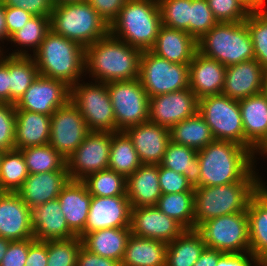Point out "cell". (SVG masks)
<instances>
[{
	"instance_id": "cell-39",
	"label": "cell",
	"mask_w": 267,
	"mask_h": 266,
	"mask_svg": "<svg viewBox=\"0 0 267 266\" xmlns=\"http://www.w3.org/2000/svg\"><path fill=\"white\" fill-rule=\"evenodd\" d=\"M38 75L33 56L9 55L10 104L19 100Z\"/></svg>"
},
{
	"instance_id": "cell-7",
	"label": "cell",
	"mask_w": 267,
	"mask_h": 266,
	"mask_svg": "<svg viewBox=\"0 0 267 266\" xmlns=\"http://www.w3.org/2000/svg\"><path fill=\"white\" fill-rule=\"evenodd\" d=\"M198 52L225 67L254 59L253 44L246 20L218 22L199 40Z\"/></svg>"
},
{
	"instance_id": "cell-61",
	"label": "cell",
	"mask_w": 267,
	"mask_h": 266,
	"mask_svg": "<svg viewBox=\"0 0 267 266\" xmlns=\"http://www.w3.org/2000/svg\"><path fill=\"white\" fill-rule=\"evenodd\" d=\"M254 163L257 162L256 158L257 156L255 155H260L262 157V155L267 157V138L259 145V147L254 151Z\"/></svg>"
},
{
	"instance_id": "cell-60",
	"label": "cell",
	"mask_w": 267,
	"mask_h": 266,
	"mask_svg": "<svg viewBox=\"0 0 267 266\" xmlns=\"http://www.w3.org/2000/svg\"><path fill=\"white\" fill-rule=\"evenodd\" d=\"M251 11L258 10L266 6V0H241Z\"/></svg>"
},
{
	"instance_id": "cell-25",
	"label": "cell",
	"mask_w": 267,
	"mask_h": 266,
	"mask_svg": "<svg viewBox=\"0 0 267 266\" xmlns=\"http://www.w3.org/2000/svg\"><path fill=\"white\" fill-rule=\"evenodd\" d=\"M238 102L244 129V147L254 153L267 138V96L261 92Z\"/></svg>"
},
{
	"instance_id": "cell-4",
	"label": "cell",
	"mask_w": 267,
	"mask_h": 266,
	"mask_svg": "<svg viewBox=\"0 0 267 266\" xmlns=\"http://www.w3.org/2000/svg\"><path fill=\"white\" fill-rule=\"evenodd\" d=\"M162 26L158 0H128L109 33L141 51L150 50Z\"/></svg>"
},
{
	"instance_id": "cell-28",
	"label": "cell",
	"mask_w": 267,
	"mask_h": 266,
	"mask_svg": "<svg viewBox=\"0 0 267 266\" xmlns=\"http://www.w3.org/2000/svg\"><path fill=\"white\" fill-rule=\"evenodd\" d=\"M126 195L131 208L155 206L162 195L159 184V165L141 164L127 177Z\"/></svg>"
},
{
	"instance_id": "cell-30",
	"label": "cell",
	"mask_w": 267,
	"mask_h": 266,
	"mask_svg": "<svg viewBox=\"0 0 267 266\" xmlns=\"http://www.w3.org/2000/svg\"><path fill=\"white\" fill-rule=\"evenodd\" d=\"M131 234V227L105 228L79 237L89 252L121 263Z\"/></svg>"
},
{
	"instance_id": "cell-16",
	"label": "cell",
	"mask_w": 267,
	"mask_h": 266,
	"mask_svg": "<svg viewBox=\"0 0 267 266\" xmlns=\"http://www.w3.org/2000/svg\"><path fill=\"white\" fill-rule=\"evenodd\" d=\"M199 99L189 88L149 98V122L172 128L198 112Z\"/></svg>"
},
{
	"instance_id": "cell-2",
	"label": "cell",
	"mask_w": 267,
	"mask_h": 266,
	"mask_svg": "<svg viewBox=\"0 0 267 266\" xmlns=\"http://www.w3.org/2000/svg\"><path fill=\"white\" fill-rule=\"evenodd\" d=\"M141 53L109 33L85 48V73L103 83L137 79Z\"/></svg>"
},
{
	"instance_id": "cell-24",
	"label": "cell",
	"mask_w": 267,
	"mask_h": 266,
	"mask_svg": "<svg viewBox=\"0 0 267 266\" xmlns=\"http://www.w3.org/2000/svg\"><path fill=\"white\" fill-rule=\"evenodd\" d=\"M31 224L36 241L69 239L76 236L68 227L58 198L32 208Z\"/></svg>"
},
{
	"instance_id": "cell-57",
	"label": "cell",
	"mask_w": 267,
	"mask_h": 266,
	"mask_svg": "<svg viewBox=\"0 0 267 266\" xmlns=\"http://www.w3.org/2000/svg\"><path fill=\"white\" fill-rule=\"evenodd\" d=\"M0 51V103L10 104L9 55Z\"/></svg>"
},
{
	"instance_id": "cell-3",
	"label": "cell",
	"mask_w": 267,
	"mask_h": 266,
	"mask_svg": "<svg viewBox=\"0 0 267 266\" xmlns=\"http://www.w3.org/2000/svg\"><path fill=\"white\" fill-rule=\"evenodd\" d=\"M31 56H34L39 75L63 81L70 87L87 75L84 73L85 48L52 30Z\"/></svg>"
},
{
	"instance_id": "cell-52",
	"label": "cell",
	"mask_w": 267,
	"mask_h": 266,
	"mask_svg": "<svg viewBox=\"0 0 267 266\" xmlns=\"http://www.w3.org/2000/svg\"><path fill=\"white\" fill-rule=\"evenodd\" d=\"M96 12L110 24L118 17L128 0H86Z\"/></svg>"
},
{
	"instance_id": "cell-62",
	"label": "cell",
	"mask_w": 267,
	"mask_h": 266,
	"mask_svg": "<svg viewBox=\"0 0 267 266\" xmlns=\"http://www.w3.org/2000/svg\"><path fill=\"white\" fill-rule=\"evenodd\" d=\"M9 240L5 239V238H2L0 236V264H1V261L4 257V255L6 254V250L9 246Z\"/></svg>"
},
{
	"instance_id": "cell-47",
	"label": "cell",
	"mask_w": 267,
	"mask_h": 266,
	"mask_svg": "<svg viewBox=\"0 0 267 266\" xmlns=\"http://www.w3.org/2000/svg\"><path fill=\"white\" fill-rule=\"evenodd\" d=\"M208 5L218 22H242L250 9L241 0H207Z\"/></svg>"
},
{
	"instance_id": "cell-35",
	"label": "cell",
	"mask_w": 267,
	"mask_h": 266,
	"mask_svg": "<svg viewBox=\"0 0 267 266\" xmlns=\"http://www.w3.org/2000/svg\"><path fill=\"white\" fill-rule=\"evenodd\" d=\"M170 139L197 151L215 140L209 125L199 112L170 128Z\"/></svg>"
},
{
	"instance_id": "cell-34",
	"label": "cell",
	"mask_w": 267,
	"mask_h": 266,
	"mask_svg": "<svg viewBox=\"0 0 267 266\" xmlns=\"http://www.w3.org/2000/svg\"><path fill=\"white\" fill-rule=\"evenodd\" d=\"M197 150L169 141L161 166L184 174L193 187L200 186V165Z\"/></svg>"
},
{
	"instance_id": "cell-27",
	"label": "cell",
	"mask_w": 267,
	"mask_h": 266,
	"mask_svg": "<svg viewBox=\"0 0 267 266\" xmlns=\"http://www.w3.org/2000/svg\"><path fill=\"white\" fill-rule=\"evenodd\" d=\"M150 51L173 63L190 64L198 51L197 40L186 31L162 25Z\"/></svg>"
},
{
	"instance_id": "cell-14",
	"label": "cell",
	"mask_w": 267,
	"mask_h": 266,
	"mask_svg": "<svg viewBox=\"0 0 267 266\" xmlns=\"http://www.w3.org/2000/svg\"><path fill=\"white\" fill-rule=\"evenodd\" d=\"M89 132L79 109L69 101L51 115L49 144L67 159Z\"/></svg>"
},
{
	"instance_id": "cell-49",
	"label": "cell",
	"mask_w": 267,
	"mask_h": 266,
	"mask_svg": "<svg viewBox=\"0 0 267 266\" xmlns=\"http://www.w3.org/2000/svg\"><path fill=\"white\" fill-rule=\"evenodd\" d=\"M159 184L162 194L194 192V187L184 174L167 169L159 164Z\"/></svg>"
},
{
	"instance_id": "cell-6",
	"label": "cell",
	"mask_w": 267,
	"mask_h": 266,
	"mask_svg": "<svg viewBox=\"0 0 267 266\" xmlns=\"http://www.w3.org/2000/svg\"><path fill=\"white\" fill-rule=\"evenodd\" d=\"M50 27L84 48L109 34V25L87 1L54 5Z\"/></svg>"
},
{
	"instance_id": "cell-50",
	"label": "cell",
	"mask_w": 267,
	"mask_h": 266,
	"mask_svg": "<svg viewBox=\"0 0 267 266\" xmlns=\"http://www.w3.org/2000/svg\"><path fill=\"white\" fill-rule=\"evenodd\" d=\"M34 241V238L10 241L0 266H25L29 246Z\"/></svg>"
},
{
	"instance_id": "cell-36",
	"label": "cell",
	"mask_w": 267,
	"mask_h": 266,
	"mask_svg": "<svg viewBox=\"0 0 267 266\" xmlns=\"http://www.w3.org/2000/svg\"><path fill=\"white\" fill-rule=\"evenodd\" d=\"M140 158L132 140L124 131L111 133L109 167L126 178L134 173L141 165Z\"/></svg>"
},
{
	"instance_id": "cell-26",
	"label": "cell",
	"mask_w": 267,
	"mask_h": 266,
	"mask_svg": "<svg viewBox=\"0 0 267 266\" xmlns=\"http://www.w3.org/2000/svg\"><path fill=\"white\" fill-rule=\"evenodd\" d=\"M57 198L69 229L79 236L85 230L92 195L82 181L69 180Z\"/></svg>"
},
{
	"instance_id": "cell-20",
	"label": "cell",
	"mask_w": 267,
	"mask_h": 266,
	"mask_svg": "<svg viewBox=\"0 0 267 266\" xmlns=\"http://www.w3.org/2000/svg\"><path fill=\"white\" fill-rule=\"evenodd\" d=\"M132 140L142 164H157L162 161L170 139V129L145 122L124 131Z\"/></svg>"
},
{
	"instance_id": "cell-65",
	"label": "cell",
	"mask_w": 267,
	"mask_h": 266,
	"mask_svg": "<svg viewBox=\"0 0 267 266\" xmlns=\"http://www.w3.org/2000/svg\"><path fill=\"white\" fill-rule=\"evenodd\" d=\"M81 1H86V0H53L54 5L69 3V2H81Z\"/></svg>"
},
{
	"instance_id": "cell-11",
	"label": "cell",
	"mask_w": 267,
	"mask_h": 266,
	"mask_svg": "<svg viewBox=\"0 0 267 266\" xmlns=\"http://www.w3.org/2000/svg\"><path fill=\"white\" fill-rule=\"evenodd\" d=\"M198 112L209 125L215 140L244 146V129L238 100L224 94L199 99Z\"/></svg>"
},
{
	"instance_id": "cell-56",
	"label": "cell",
	"mask_w": 267,
	"mask_h": 266,
	"mask_svg": "<svg viewBox=\"0 0 267 266\" xmlns=\"http://www.w3.org/2000/svg\"><path fill=\"white\" fill-rule=\"evenodd\" d=\"M47 241H34L29 246L25 266H47Z\"/></svg>"
},
{
	"instance_id": "cell-15",
	"label": "cell",
	"mask_w": 267,
	"mask_h": 266,
	"mask_svg": "<svg viewBox=\"0 0 267 266\" xmlns=\"http://www.w3.org/2000/svg\"><path fill=\"white\" fill-rule=\"evenodd\" d=\"M71 87L65 82L38 75L14 104L15 110H26L51 116L70 101Z\"/></svg>"
},
{
	"instance_id": "cell-33",
	"label": "cell",
	"mask_w": 267,
	"mask_h": 266,
	"mask_svg": "<svg viewBox=\"0 0 267 266\" xmlns=\"http://www.w3.org/2000/svg\"><path fill=\"white\" fill-rule=\"evenodd\" d=\"M206 248L196 229L184 230L167 244L166 266H193Z\"/></svg>"
},
{
	"instance_id": "cell-21",
	"label": "cell",
	"mask_w": 267,
	"mask_h": 266,
	"mask_svg": "<svg viewBox=\"0 0 267 266\" xmlns=\"http://www.w3.org/2000/svg\"><path fill=\"white\" fill-rule=\"evenodd\" d=\"M263 69L256 59L226 67L222 94L240 100L261 93Z\"/></svg>"
},
{
	"instance_id": "cell-51",
	"label": "cell",
	"mask_w": 267,
	"mask_h": 266,
	"mask_svg": "<svg viewBox=\"0 0 267 266\" xmlns=\"http://www.w3.org/2000/svg\"><path fill=\"white\" fill-rule=\"evenodd\" d=\"M4 6L21 8L33 16L51 17L53 0H1Z\"/></svg>"
},
{
	"instance_id": "cell-41",
	"label": "cell",
	"mask_w": 267,
	"mask_h": 266,
	"mask_svg": "<svg viewBox=\"0 0 267 266\" xmlns=\"http://www.w3.org/2000/svg\"><path fill=\"white\" fill-rule=\"evenodd\" d=\"M29 173L20 150L4 151L0 157V191L17 192Z\"/></svg>"
},
{
	"instance_id": "cell-9",
	"label": "cell",
	"mask_w": 267,
	"mask_h": 266,
	"mask_svg": "<svg viewBox=\"0 0 267 266\" xmlns=\"http://www.w3.org/2000/svg\"><path fill=\"white\" fill-rule=\"evenodd\" d=\"M140 83L149 98L189 88V64L170 62L150 50L142 51Z\"/></svg>"
},
{
	"instance_id": "cell-53",
	"label": "cell",
	"mask_w": 267,
	"mask_h": 266,
	"mask_svg": "<svg viewBox=\"0 0 267 266\" xmlns=\"http://www.w3.org/2000/svg\"><path fill=\"white\" fill-rule=\"evenodd\" d=\"M33 15L21 8L5 6V21L8 38L20 30Z\"/></svg>"
},
{
	"instance_id": "cell-10",
	"label": "cell",
	"mask_w": 267,
	"mask_h": 266,
	"mask_svg": "<svg viewBox=\"0 0 267 266\" xmlns=\"http://www.w3.org/2000/svg\"><path fill=\"white\" fill-rule=\"evenodd\" d=\"M196 230L206 248L223 253L250 252L247 211L213 218L200 224Z\"/></svg>"
},
{
	"instance_id": "cell-63",
	"label": "cell",
	"mask_w": 267,
	"mask_h": 266,
	"mask_svg": "<svg viewBox=\"0 0 267 266\" xmlns=\"http://www.w3.org/2000/svg\"><path fill=\"white\" fill-rule=\"evenodd\" d=\"M262 93L267 96V67L263 69Z\"/></svg>"
},
{
	"instance_id": "cell-42",
	"label": "cell",
	"mask_w": 267,
	"mask_h": 266,
	"mask_svg": "<svg viewBox=\"0 0 267 266\" xmlns=\"http://www.w3.org/2000/svg\"><path fill=\"white\" fill-rule=\"evenodd\" d=\"M126 181L125 176L110 169L90 174L82 180L88 192L97 197L127 196Z\"/></svg>"
},
{
	"instance_id": "cell-1",
	"label": "cell",
	"mask_w": 267,
	"mask_h": 266,
	"mask_svg": "<svg viewBox=\"0 0 267 266\" xmlns=\"http://www.w3.org/2000/svg\"><path fill=\"white\" fill-rule=\"evenodd\" d=\"M200 186L233 182H263L256 173L253 152L235 142L214 140L197 152ZM257 170V171H256Z\"/></svg>"
},
{
	"instance_id": "cell-8",
	"label": "cell",
	"mask_w": 267,
	"mask_h": 266,
	"mask_svg": "<svg viewBox=\"0 0 267 266\" xmlns=\"http://www.w3.org/2000/svg\"><path fill=\"white\" fill-rule=\"evenodd\" d=\"M80 81L71 87L70 101L79 109L88 129L115 133L116 120L107 83Z\"/></svg>"
},
{
	"instance_id": "cell-18",
	"label": "cell",
	"mask_w": 267,
	"mask_h": 266,
	"mask_svg": "<svg viewBox=\"0 0 267 266\" xmlns=\"http://www.w3.org/2000/svg\"><path fill=\"white\" fill-rule=\"evenodd\" d=\"M131 233L135 236L172 242L185 229L156 206L131 208Z\"/></svg>"
},
{
	"instance_id": "cell-55",
	"label": "cell",
	"mask_w": 267,
	"mask_h": 266,
	"mask_svg": "<svg viewBox=\"0 0 267 266\" xmlns=\"http://www.w3.org/2000/svg\"><path fill=\"white\" fill-rule=\"evenodd\" d=\"M76 266H121V263L111 258L91 253L81 246L77 255Z\"/></svg>"
},
{
	"instance_id": "cell-23",
	"label": "cell",
	"mask_w": 267,
	"mask_h": 266,
	"mask_svg": "<svg viewBox=\"0 0 267 266\" xmlns=\"http://www.w3.org/2000/svg\"><path fill=\"white\" fill-rule=\"evenodd\" d=\"M69 180L68 171L29 174L17 193L27 206L32 209L57 199L62 188Z\"/></svg>"
},
{
	"instance_id": "cell-5",
	"label": "cell",
	"mask_w": 267,
	"mask_h": 266,
	"mask_svg": "<svg viewBox=\"0 0 267 266\" xmlns=\"http://www.w3.org/2000/svg\"><path fill=\"white\" fill-rule=\"evenodd\" d=\"M263 182H233L227 185L194 187L195 229L205 221L245 212L251 197Z\"/></svg>"
},
{
	"instance_id": "cell-31",
	"label": "cell",
	"mask_w": 267,
	"mask_h": 266,
	"mask_svg": "<svg viewBox=\"0 0 267 266\" xmlns=\"http://www.w3.org/2000/svg\"><path fill=\"white\" fill-rule=\"evenodd\" d=\"M267 184L251 197L247 211L250 253L259 258L267 252Z\"/></svg>"
},
{
	"instance_id": "cell-19",
	"label": "cell",
	"mask_w": 267,
	"mask_h": 266,
	"mask_svg": "<svg viewBox=\"0 0 267 266\" xmlns=\"http://www.w3.org/2000/svg\"><path fill=\"white\" fill-rule=\"evenodd\" d=\"M0 236L9 241L33 238L31 209L17 192H0Z\"/></svg>"
},
{
	"instance_id": "cell-17",
	"label": "cell",
	"mask_w": 267,
	"mask_h": 266,
	"mask_svg": "<svg viewBox=\"0 0 267 266\" xmlns=\"http://www.w3.org/2000/svg\"><path fill=\"white\" fill-rule=\"evenodd\" d=\"M130 226L131 204L127 196H92L85 230L81 234Z\"/></svg>"
},
{
	"instance_id": "cell-64",
	"label": "cell",
	"mask_w": 267,
	"mask_h": 266,
	"mask_svg": "<svg viewBox=\"0 0 267 266\" xmlns=\"http://www.w3.org/2000/svg\"><path fill=\"white\" fill-rule=\"evenodd\" d=\"M258 266H267V252L258 258Z\"/></svg>"
},
{
	"instance_id": "cell-32",
	"label": "cell",
	"mask_w": 267,
	"mask_h": 266,
	"mask_svg": "<svg viewBox=\"0 0 267 266\" xmlns=\"http://www.w3.org/2000/svg\"><path fill=\"white\" fill-rule=\"evenodd\" d=\"M167 243L130 235L121 266H166Z\"/></svg>"
},
{
	"instance_id": "cell-45",
	"label": "cell",
	"mask_w": 267,
	"mask_h": 266,
	"mask_svg": "<svg viewBox=\"0 0 267 266\" xmlns=\"http://www.w3.org/2000/svg\"><path fill=\"white\" fill-rule=\"evenodd\" d=\"M82 246L79 236L69 239L47 241V266H76L77 255Z\"/></svg>"
},
{
	"instance_id": "cell-46",
	"label": "cell",
	"mask_w": 267,
	"mask_h": 266,
	"mask_svg": "<svg viewBox=\"0 0 267 266\" xmlns=\"http://www.w3.org/2000/svg\"><path fill=\"white\" fill-rule=\"evenodd\" d=\"M217 23L207 0H191L189 34L192 37L199 40Z\"/></svg>"
},
{
	"instance_id": "cell-48",
	"label": "cell",
	"mask_w": 267,
	"mask_h": 266,
	"mask_svg": "<svg viewBox=\"0 0 267 266\" xmlns=\"http://www.w3.org/2000/svg\"><path fill=\"white\" fill-rule=\"evenodd\" d=\"M15 105L0 103V151L15 149Z\"/></svg>"
},
{
	"instance_id": "cell-40",
	"label": "cell",
	"mask_w": 267,
	"mask_h": 266,
	"mask_svg": "<svg viewBox=\"0 0 267 266\" xmlns=\"http://www.w3.org/2000/svg\"><path fill=\"white\" fill-rule=\"evenodd\" d=\"M26 162L29 174L67 171V159L58 153L49 143L20 150Z\"/></svg>"
},
{
	"instance_id": "cell-37",
	"label": "cell",
	"mask_w": 267,
	"mask_h": 266,
	"mask_svg": "<svg viewBox=\"0 0 267 266\" xmlns=\"http://www.w3.org/2000/svg\"><path fill=\"white\" fill-rule=\"evenodd\" d=\"M155 206L185 230L195 229L194 192L162 194Z\"/></svg>"
},
{
	"instance_id": "cell-44",
	"label": "cell",
	"mask_w": 267,
	"mask_h": 266,
	"mask_svg": "<svg viewBox=\"0 0 267 266\" xmlns=\"http://www.w3.org/2000/svg\"><path fill=\"white\" fill-rule=\"evenodd\" d=\"M162 25L189 33L191 0H158Z\"/></svg>"
},
{
	"instance_id": "cell-38",
	"label": "cell",
	"mask_w": 267,
	"mask_h": 266,
	"mask_svg": "<svg viewBox=\"0 0 267 266\" xmlns=\"http://www.w3.org/2000/svg\"><path fill=\"white\" fill-rule=\"evenodd\" d=\"M50 30V17L33 16L20 30L16 31L10 36L9 41L11 42V45L13 42L15 46L20 47H18V49L14 50L11 54L9 53L8 55L31 56V54L28 53L27 50H24V48H31L30 50H33L34 54L38 50L40 44L45 39L46 34Z\"/></svg>"
},
{
	"instance_id": "cell-29",
	"label": "cell",
	"mask_w": 267,
	"mask_h": 266,
	"mask_svg": "<svg viewBox=\"0 0 267 266\" xmlns=\"http://www.w3.org/2000/svg\"><path fill=\"white\" fill-rule=\"evenodd\" d=\"M15 149L49 143L51 116L26 110H15Z\"/></svg>"
},
{
	"instance_id": "cell-59",
	"label": "cell",
	"mask_w": 267,
	"mask_h": 266,
	"mask_svg": "<svg viewBox=\"0 0 267 266\" xmlns=\"http://www.w3.org/2000/svg\"><path fill=\"white\" fill-rule=\"evenodd\" d=\"M3 40L9 42L5 21V6L0 2V42H2ZM0 51H4L2 46H0Z\"/></svg>"
},
{
	"instance_id": "cell-13",
	"label": "cell",
	"mask_w": 267,
	"mask_h": 266,
	"mask_svg": "<svg viewBox=\"0 0 267 266\" xmlns=\"http://www.w3.org/2000/svg\"><path fill=\"white\" fill-rule=\"evenodd\" d=\"M111 132L90 131L67 158L70 180L82 181L88 175L109 167Z\"/></svg>"
},
{
	"instance_id": "cell-22",
	"label": "cell",
	"mask_w": 267,
	"mask_h": 266,
	"mask_svg": "<svg viewBox=\"0 0 267 266\" xmlns=\"http://www.w3.org/2000/svg\"><path fill=\"white\" fill-rule=\"evenodd\" d=\"M225 70L223 64L197 51L189 64V89L198 99L222 94Z\"/></svg>"
},
{
	"instance_id": "cell-54",
	"label": "cell",
	"mask_w": 267,
	"mask_h": 266,
	"mask_svg": "<svg viewBox=\"0 0 267 266\" xmlns=\"http://www.w3.org/2000/svg\"><path fill=\"white\" fill-rule=\"evenodd\" d=\"M217 266H258V258L250 252L223 253L219 257Z\"/></svg>"
},
{
	"instance_id": "cell-58",
	"label": "cell",
	"mask_w": 267,
	"mask_h": 266,
	"mask_svg": "<svg viewBox=\"0 0 267 266\" xmlns=\"http://www.w3.org/2000/svg\"><path fill=\"white\" fill-rule=\"evenodd\" d=\"M222 254L223 252L218 250L205 248L193 266H217L219 257Z\"/></svg>"
},
{
	"instance_id": "cell-12",
	"label": "cell",
	"mask_w": 267,
	"mask_h": 266,
	"mask_svg": "<svg viewBox=\"0 0 267 266\" xmlns=\"http://www.w3.org/2000/svg\"><path fill=\"white\" fill-rule=\"evenodd\" d=\"M116 120V132L148 122L149 96L139 79L107 83Z\"/></svg>"
},
{
	"instance_id": "cell-43",
	"label": "cell",
	"mask_w": 267,
	"mask_h": 266,
	"mask_svg": "<svg viewBox=\"0 0 267 266\" xmlns=\"http://www.w3.org/2000/svg\"><path fill=\"white\" fill-rule=\"evenodd\" d=\"M246 25L250 33L254 59L263 68L267 67V5L258 10L250 11Z\"/></svg>"
}]
</instances>
